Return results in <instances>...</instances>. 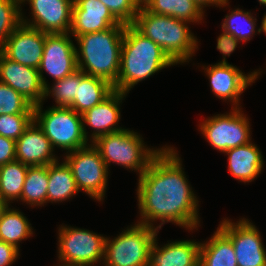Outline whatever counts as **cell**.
I'll return each instance as SVG.
<instances>
[{
    "label": "cell",
    "instance_id": "obj_10",
    "mask_svg": "<svg viewBox=\"0 0 266 266\" xmlns=\"http://www.w3.org/2000/svg\"><path fill=\"white\" fill-rule=\"evenodd\" d=\"M58 230V258L61 263L93 266L103 260L106 237L67 225Z\"/></svg>",
    "mask_w": 266,
    "mask_h": 266
},
{
    "label": "cell",
    "instance_id": "obj_28",
    "mask_svg": "<svg viewBox=\"0 0 266 266\" xmlns=\"http://www.w3.org/2000/svg\"><path fill=\"white\" fill-rule=\"evenodd\" d=\"M27 169V165L16 160L0 166V196L7 203L21 199Z\"/></svg>",
    "mask_w": 266,
    "mask_h": 266
},
{
    "label": "cell",
    "instance_id": "obj_7",
    "mask_svg": "<svg viewBox=\"0 0 266 266\" xmlns=\"http://www.w3.org/2000/svg\"><path fill=\"white\" fill-rule=\"evenodd\" d=\"M43 104L34 106V121L43 130L53 148L60 147L66 153L86 146L82 115L70 107H50L42 111Z\"/></svg>",
    "mask_w": 266,
    "mask_h": 266
},
{
    "label": "cell",
    "instance_id": "obj_9",
    "mask_svg": "<svg viewBox=\"0 0 266 266\" xmlns=\"http://www.w3.org/2000/svg\"><path fill=\"white\" fill-rule=\"evenodd\" d=\"M249 125L241 109L233 106L232 112L208 117L199 127L212 147L225 152L250 142Z\"/></svg>",
    "mask_w": 266,
    "mask_h": 266
},
{
    "label": "cell",
    "instance_id": "obj_23",
    "mask_svg": "<svg viewBox=\"0 0 266 266\" xmlns=\"http://www.w3.org/2000/svg\"><path fill=\"white\" fill-rule=\"evenodd\" d=\"M199 266H238L232 241L219 227L201 243Z\"/></svg>",
    "mask_w": 266,
    "mask_h": 266
},
{
    "label": "cell",
    "instance_id": "obj_37",
    "mask_svg": "<svg viewBox=\"0 0 266 266\" xmlns=\"http://www.w3.org/2000/svg\"><path fill=\"white\" fill-rule=\"evenodd\" d=\"M19 249L0 240V266H10L18 258Z\"/></svg>",
    "mask_w": 266,
    "mask_h": 266
},
{
    "label": "cell",
    "instance_id": "obj_26",
    "mask_svg": "<svg viewBox=\"0 0 266 266\" xmlns=\"http://www.w3.org/2000/svg\"><path fill=\"white\" fill-rule=\"evenodd\" d=\"M32 226L28 219L18 210L9 206L0 217V240L19 249V243L32 236Z\"/></svg>",
    "mask_w": 266,
    "mask_h": 266
},
{
    "label": "cell",
    "instance_id": "obj_16",
    "mask_svg": "<svg viewBox=\"0 0 266 266\" xmlns=\"http://www.w3.org/2000/svg\"><path fill=\"white\" fill-rule=\"evenodd\" d=\"M203 68L210 79L212 92L220 99L230 100L236 108H238L240 95L260 75L259 70L246 75L229 63H217Z\"/></svg>",
    "mask_w": 266,
    "mask_h": 266
},
{
    "label": "cell",
    "instance_id": "obj_40",
    "mask_svg": "<svg viewBox=\"0 0 266 266\" xmlns=\"http://www.w3.org/2000/svg\"><path fill=\"white\" fill-rule=\"evenodd\" d=\"M9 204L0 196V217Z\"/></svg>",
    "mask_w": 266,
    "mask_h": 266
},
{
    "label": "cell",
    "instance_id": "obj_36",
    "mask_svg": "<svg viewBox=\"0 0 266 266\" xmlns=\"http://www.w3.org/2000/svg\"><path fill=\"white\" fill-rule=\"evenodd\" d=\"M237 39H235L231 34L225 33L223 31L222 34L217 38V49L223 54V60L219 63H228L226 61V56H230L231 53L237 48L238 45Z\"/></svg>",
    "mask_w": 266,
    "mask_h": 266
},
{
    "label": "cell",
    "instance_id": "obj_19",
    "mask_svg": "<svg viewBox=\"0 0 266 266\" xmlns=\"http://www.w3.org/2000/svg\"><path fill=\"white\" fill-rule=\"evenodd\" d=\"M126 95L127 94H124L121 91L115 90L103 102L95 105L93 108L82 114L83 132L87 140L88 132H86L85 124L94 129L91 135L92 142L105 134L123 130L122 127L117 126V123L120 120L119 105Z\"/></svg>",
    "mask_w": 266,
    "mask_h": 266
},
{
    "label": "cell",
    "instance_id": "obj_18",
    "mask_svg": "<svg viewBox=\"0 0 266 266\" xmlns=\"http://www.w3.org/2000/svg\"><path fill=\"white\" fill-rule=\"evenodd\" d=\"M53 146L43 130L33 120L16 140V161L27 166H43L56 162Z\"/></svg>",
    "mask_w": 266,
    "mask_h": 266
},
{
    "label": "cell",
    "instance_id": "obj_33",
    "mask_svg": "<svg viewBox=\"0 0 266 266\" xmlns=\"http://www.w3.org/2000/svg\"><path fill=\"white\" fill-rule=\"evenodd\" d=\"M34 120V114L0 115V135L16 141Z\"/></svg>",
    "mask_w": 266,
    "mask_h": 266
},
{
    "label": "cell",
    "instance_id": "obj_38",
    "mask_svg": "<svg viewBox=\"0 0 266 266\" xmlns=\"http://www.w3.org/2000/svg\"><path fill=\"white\" fill-rule=\"evenodd\" d=\"M203 9L208 5L210 6L212 5H217L218 6H223L225 7L226 5H228V1L229 0H195Z\"/></svg>",
    "mask_w": 266,
    "mask_h": 266
},
{
    "label": "cell",
    "instance_id": "obj_29",
    "mask_svg": "<svg viewBox=\"0 0 266 266\" xmlns=\"http://www.w3.org/2000/svg\"><path fill=\"white\" fill-rule=\"evenodd\" d=\"M255 22L256 18H254L250 12L237 8L232 10L229 15L225 16L222 29L225 33L231 34L238 41L245 42L249 41L252 38L251 36L256 33Z\"/></svg>",
    "mask_w": 266,
    "mask_h": 266
},
{
    "label": "cell",
    "instance_id": "obj_39",
    "mask_svg": "<svg viewBox=\"0 0 266 266\" xmlns=\"http://www.w3.org/2000/svg\"><path fill=\"white\" fill-rule=\"evenodd\" d=\"M152 0H133L134 4L140 8H146Z\"/></svg>",
    "mask_w": 266,
    "mask_h": 266
},
{
    "label": "cell",
    "instance_id": "obj_5",
    "mask_svg": "<svg viewBox=\"0 0 266 266\" xmlns=\"http://www.w3.org/2000/svg\"><path fill=\"white\" fill-rule=\"evenodd\" d=\"M137 132L124 129L98 137L93 145L99 151L107 168L111 162L138 171L141 176L152 159L161 151L147 148Z\"/></svg>",
    "mask_w": 266,
    "mask_h": 266
},
{
    "label": "cell",
    "instance_id": "obj_3",
    "mask_svg": "<svg viewBox=\"0 0 266 266\" xmlns=\"http://www.w3.org/2000/svg\"><path fill=\"white\" fill-rule=\"evenodd\" d=\"M124 30L125 25H117L76 37L79 46V49L76 48L78 69L114 85L120 70Z\"/></svg>",
    "mask_w": 266,
    "mask_h": 266
},
{
    "label": "cell",
    "instance_id": "obj_12",
    "mask_svg": "<svg viewBox=\"0 0 266 266\" xmlns=\"http://www.w3.org/2000/svg\"><path fill=\"white\" fill-rule=\"evenodd\" d=\"M219 228L231 239L238 266H266V251L260 232L246 218L224 219Z\"/></svg>",
    "mask_w": 266,
    "mask_h": 266
},
{
    "label": "cell",
    "instance_id": "obj_27",
    "mask_svg": "<svg viewBox=\"0 0 266 266\" xmlns=\"http://www.w3.org/2000/svg\"><path fill=\"white\" fill-rule=\"evenodd\" d=\"M48 165L28 166L21 201L33 206H41L47 202Z\"/></svg>",
    "mask_w": 266,
    "mask_h": 266
},
{
    "label": "cell",
    "instance_id": "obj_15",
    "mask_svg": "<svg viewBox=\"0 0 266 266\" xmlns=\"http://www.w3.org/2000/svg\"><path fill=\"white\" fill-rule=\"evenodd\" d=\"M0 82L12 87L33 106L45 100V87L38 69L8 59L0 51Z\"/></svg>",
    "mask_w": 266,
    "mask_h": 266
},
{
    "label": "cell",
    "instance_id": "obj_22",
    "mask_svg": "<svg viewBox=\"0 0 266 266\" xmlns=\"http://www.w3.org/2000/svg\"><path fill=\"white\" fill-rule=\"evenodd\" d=\"M114 91V86L107 80L86 75L81 71V83H77V95L70 108L82 115L103 102Z\"/></svg>",
    "mask_w": 266,
    "mask_h": 266
},
{
    "label": "cell",
    "instance_id": "obj_1",
    "mask_svg": "<svg viewBox=\"0 0 266 266\" xmlns=\"http://www.w3.org/2000/svg\"><path fill=\"white\" fill-rule=\"evenodd\" d=\"M177 154L173 147H162L139 176L137 197L141 220L138 223L155 227L152 222L159 219L158 230L165 222L189 230L198 227V200Z\"/></svg>",
    "mask_w": 266,
    "mask_h": 266
},
{
    "label": "cell",
    "instance_id": "obj_41",
    "mask_svg": "<svg viewBox=\"0 0 266 266\" xmlns=\"http://www.w3.org/2000/svg\"><path fill=\"white\" fill-rule=\"evenodd\" d=\"M257 31L258 33H261L263 31L266 34V15H264L261 26Z\"/></svg>",
    "mask_w": 266,
    "mask_h": 266
},
{
    "label": "cell",
    "instance_id": "obj_14",
    "mask_svg": "<svg viewBox=\"0 0 266 266\" xmlns=\"http://www.w3.org/2000/svg\"><path fill=\"white\" fill-rule=\"evenodd\" d=\"M31 7L33 21L24 19L22 23L37 28L47 34L68 33L72 23L74 0H21Z\"/></svg>",
    "mask_w": 266,
    "mask_h": 266
},
{
    "label": "cell",
    "instance_id": "obj_20",
    "mask_svg": "<svg viewBox=\"0 0 266 266\" xmlns=\"http://www.w3.org/2000/svg\"><path fill=\"white\" fill-rule=\"evenodd\" d=\"M156 241L149 252L148 266H199L201 243L182 240L160 248Z\"/></svg>",
    "mask_w": 266,
    "mask_h": 266
},
{
    "label": "cell",
    "instance_id": "obj_4",
    "mask_svg": "<svg viewBox=\"0 0 266 266\" xmlns=\"http://www.w3.org/2000/svg\"><path fill=\"white\" fill-rule=\"evenodd\" d=\"M186 21L140 8L132 25L159 45L175 64L188 62L198 48Z\"/></svg>",
    "mask_w": 266,
    "mask_h": 266
},
{
    "label": "cell",
    "instance_id": "obj_43",
    "mask_svg": "<svg viewBox=\"0 0 266 266\" xmlns=\"http://www.w3.org/2000/svg\"><path fill=\"white\" fill-rule=\"evenodd\" d=\"M258 1H259L260 5L262 4V5L266 6V0H258Z\"/></svg>",
    "mask_w": 266,
    "mask_h": 266
},
{
    "label": "cell",
    "instance_id": "obj_42",
    "mask_svg": "<svg viewBox=\"0 0 266 266\" xmlns=\"http://www.w3.org/2000/svg\"><path fill=\"white\" fill-rule=\"evenodd\" d=\"M61 266H85V265L64 262L63 264H61Z\"/></svg>",
    "mask_w": 266,
    "mask_h": 266
},
{
    "label": "cell",
    "instance_id": "obj_34",
    "mask_svg": "<svg viewBox=\"0 0 266 266\" xmlns=\"http://www.w3.org/2000/svg\"><path fill=\"white\" fill-rule=\"evenodd\" d=\"M112 13V15L122 24L130 25L134 22L138 12V7L133 0H99Z\"/></svg>",
    "mask_w": 266,
    "mask_h": 266
},
{
    "label": "cell",
    "instance_id": "obj_32",
    "mask_svg": "<svg viewBox=\"0 0 266 266\" xmlns=\"http://www.w3.org/2000/svg\"><path fill=\"white\" fill-rule=\"evenodd\" d=\"M34 114V106L9 85L0 82V115Z\"/></svg>",
    "mask_w": 266,
    "mask_h": 266
},
{
    "label": "cell",
    "instance_id": "obj_30",
    "mask_svg": "<svg viewBox=\"0 0 266 266\" xmlns=\"http://www.w3.org/2000/svg\"><path fill=\"white\" fill-rule=\"evenodd\" d=\"M77 83H81V70L55 81L52 88H45V99L48 95L55 99L56 107H70L77 95Z\"/></svg>",
    "mask_w": 266,
    "mask_h": 266
},
{
    "label": "cell",
    "instance_id": "obj_35",
    "mask_svg": "<svg viewBox=\"0 0 266 266\" xmlns=\"http://www.w3.org/2000/svg\"><path fill=\"white\" fill-rule=\"evenodd\" d=\"M16 160V141L0 135V166Z\"/></svg>",
    "mask_w": 266,
    "mask_h": 266
},
{
    "label": "cell",
    "instance_id": "obj_2",
    "mask_svg": "<svg viewBox=\"0 0 266 266\" xmlns=\"http://www.w3.org/2000/svg\"><path fill=\"white\" fill-rule=\"evenodd\" d=\"M171 65L175 63L159 45L132 24L125 25L120 70L114 89L127 94L138 82Z\"/></svg>",
    "mask_w": 266,
    "mask_h": 266
},
{
    "label": "cell",
    "instance_id": "obj_13",
    "mask_svg": "<svg viewBox=\"0 0 266 266\" xmlns=\"http://www.w3.org/2000/svg\"><path fill=\"white\" fill-rule=\"evenodd\" d=\"M45 38L46 33L21 22L6 39L0 51L12 61L38 69Z\"/></svg>",
    "mask_w": 266,
    "mask_h": 266
},
{
    "label": "cell",
    "instance_id": "obj_8",
    "mask_svg": "<svg viewBox=\"0 0 266 266\" xmlns=\"http://www.w3.org/2000/svg\"><path fill=\"white\" fill-rule=\"evenodd\" d=\"M72 170L78 190L102 201L105 196L108 168L91 143L68 153L64 159Z\"/></svg>",
    "mask_w": 266,
    "mask_h": 266
},
{
    "label": "cell",
    "instance_id": "obj_17",
    "mask_svg": "<svg viewBox=\"0 0 266 266\" xmlns=\"http://www.w3.org/2000/svg\"><path fill=\"white\" fill-rule=\"evenodd\" d=\"M120 23L99 0H74L72 23L69 33L74 38L93 32L104 31Z\"/></svg>",
    "mask_w": 266,
    "mask_h": 266
},
{
    "label": "cell",
    "instance_id": "obj_11",
    "mask_svg": "<svg viewBox=\"0 0 266 266\" xmlns=\"http://www.w3.org/2000/svg\"><path fill=\"white\" fill-rule=\"evenodd\" d=\"M76 48L69 32L46 33L43 56L38 68L42 84L45 88L49 85L43 76V71L51 75L54 81H57L78 70Z\"/></svg>",
    "mask_w": 266,
    "mask_h": 266
},
{
    "label": "cell",
    "instance_id": "obj_24",
    "mask_svg": "<svg viewBox=\"0 0 266 266\" xmlns=\"http://www.w3.org/2000/svg\"><path fill=\"white\" fill-rule=\"evenodd\" d=\"M48 178L47 201L49 202L69 200L79 192L72 170L65 160L61 164L57 160L48 165Z\"/></svg>",
    "mask_w": 266,
    "mask_h": 266
},
{
    "label": "cell",
    "instance_id": "obj_6",
    "mask_svg": "<svg viewBox=\"0 0 266 266\" xmlns=\"http://www.w3.org/2000/svg\"><path fill=\"white\" fill-rule=\"evenodd\" d=\"M157 233V227L137 223L113 240L106 237L104 266H148L149 252Z\"/></svg>",
    "mask_w": 266,
    "mask_h": 266
},
{
    "label": "cell",
    "instance_id": "obj_21",
    "mask_svg": "<svg viewBox=\"0 0 266 266\" xmlns=\"http://www.w3.org/2000/svg\"><path fill=\"white\" fill-rule=\"evenodd\" d=\"M224 153L228 155V171L241 182L253 181L263 169V156L259 148L251 141Z\"/></svg>",
    "mask_w": 266,
    "mask_h": 266
},
{
    "label": "cell",
    "instance_id": "obj_31",
    "mask_svg": "<svg viewBox=\"0 0 266 266\" xmlns=\"http://www.w3.org/2000/svg\"><path fill=\"white\" fill-rule=\"evenodd\" d=\"M21 0H0V49L6 39L22 22Z\"/></svg>",
    "mask_w": 266,
    "mask_h": 266
},
{
    "label": "cell",
    "instance_id": "obj_25",
    "mask_svg": "<svg viewBox=\"0 0 266 266\" xmlns=\"http://www.w3.org/2000/svg\"><path fill=\"white\" fill-rule=\"evenodd\" d=\"M146 9L188 23H199L204 17L203 8L195 0H152Z\"/></svg>",
    "mask_w": 266,
    "mask_h": 266
}]
</instances>
